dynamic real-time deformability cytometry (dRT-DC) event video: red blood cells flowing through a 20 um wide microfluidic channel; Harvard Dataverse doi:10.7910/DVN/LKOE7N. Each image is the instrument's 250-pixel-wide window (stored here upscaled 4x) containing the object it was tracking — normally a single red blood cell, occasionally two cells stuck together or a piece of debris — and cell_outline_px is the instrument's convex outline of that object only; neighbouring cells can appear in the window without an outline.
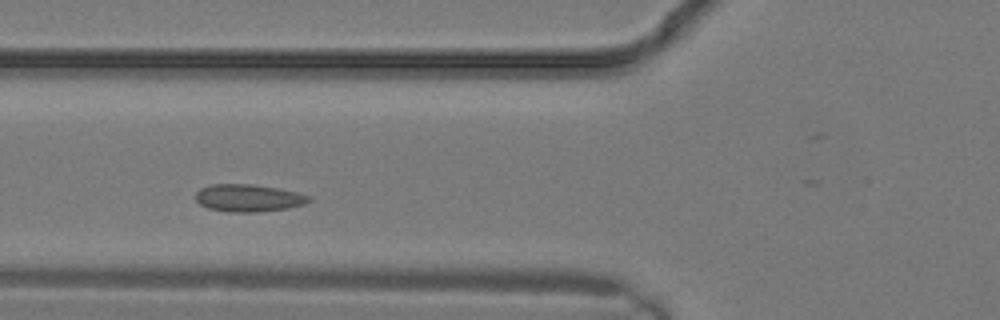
{"species": "common noctule bat (a hibernating species)", "species_latin": "Nyctalus noctula", "temperature_condition": "warm", "stored_images_in_passage": 8, "camera_frame_rate_fps": 3000, "um_per_image_px": 0.085, "animal": {"sex": "male", "body_mass_g": 19.2, "forearm_length_mm": 51.8}, "frame": {"image": 1, "passage_image": 5, "time_ms": 1.333, "image_size_px": [1000, 320], "cell_outline_px": [[312, 200], [304, 204], [288, 208], [256, 212], [228, 212], [208, 208], [200, 204], [196, 200], [196, 192], [200, 188], [212, 184], [252, 184], [276, 188], [296, 192], [312, 196]], "centroid_in_image_um": [21.12, 16.83], "position_along_channel_um": 104.7, "area_um2": 18.09}}
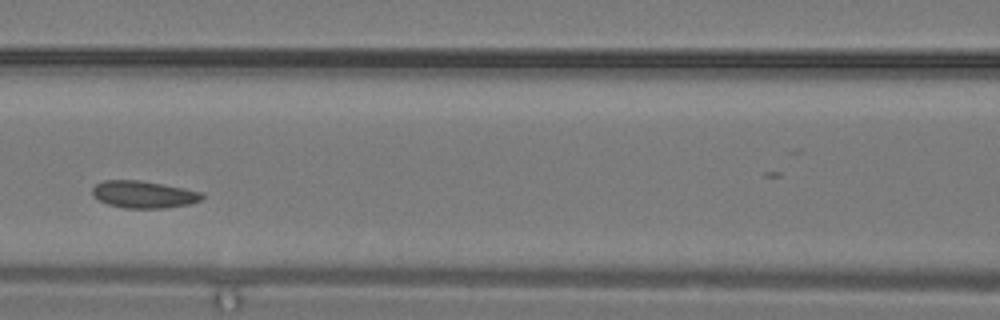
{"frame": {"image": 2, "passage_image": 7, "time_ms": 2.0, "image_size_px": [1000, 320], "cell_outline_px": [[204, 196], [200, 200], [192, 204], [164, 208], [124, 208], [108, 204], [100, 200], [92, 192], [92, 188], [96, 184], [104, 180], [140, 180], [184, 188], [200, 192]], "centroid_in_image_um": [12.22, 16.53], "position_along_channel_um": 154.4, "area_um2": 17.22}}